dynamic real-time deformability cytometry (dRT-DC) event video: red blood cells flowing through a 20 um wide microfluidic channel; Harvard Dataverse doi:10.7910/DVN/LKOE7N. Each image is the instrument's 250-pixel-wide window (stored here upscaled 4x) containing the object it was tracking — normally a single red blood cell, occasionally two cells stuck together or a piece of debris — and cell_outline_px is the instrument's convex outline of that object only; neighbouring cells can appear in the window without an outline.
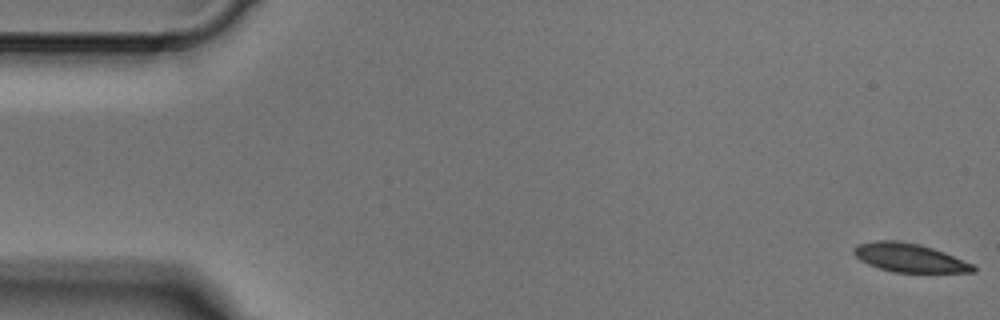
{"species": "Egyptian fruit bat (a non-hibernating species)", "species_latin": "Rousettus aegyptiacus", "temperature_condition": "cold", "stored_images_in_passage": 6, "camera_frame_rate_fps": 3000, "um_per_image_px": 0.085, "animal": {"sex": "male"}, "frame": {"image": 1, "passage_image": 1, "time_ms": 0.0, "image_size_px": [1000, 320], "cell_outline_px": [[976, 272], [892, 272], [868, 264], [860, 260], [852, 252], [852, 248], [856, 244], [876, 240], [892, 240], [920, 244], [944, 252], [972, 264], [976, 268]], "centroid_in_image_um": [77.25, 21.9], "position_along_channel_um": 7.8, "area_um2": 19.83}}
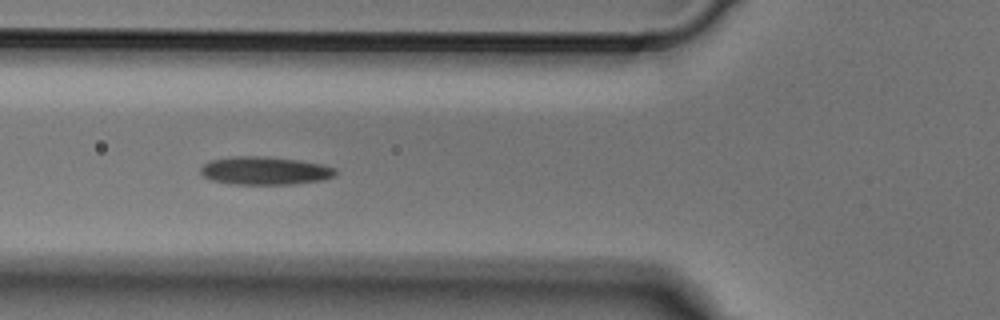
{"frame": {"image": 2, "passage_image": 5, "time_ms": 1.333, "image_size_px": [1000, 320], "cell_outline_px": [[336, 172], [332, 176], [324, 180], [292, 184], [228, 184], [212, 180], [204, 176], [200, 172], [200, 168], [208, 160], [232, 156], [268, 156], [296, 160], [320, 164], [336, 168]], "centroid_in_image_um": [22.47, 14.5], "position_along_channel_um": 103.3, "area_um2": 22.14}}
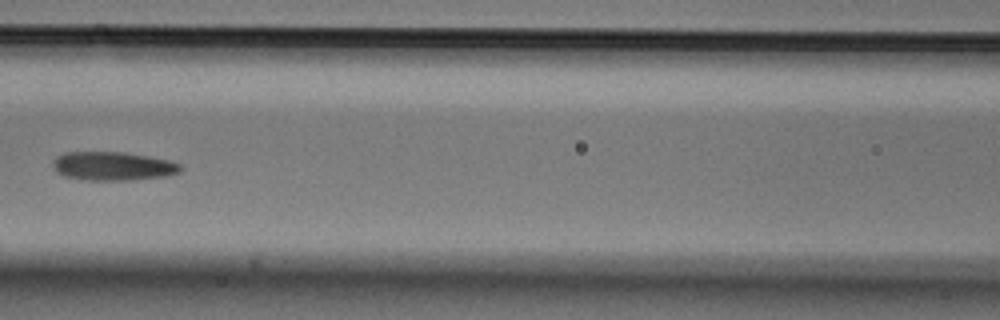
{"frame": {"image": 3, "passage_image": 6, "time_ms": 1.667, "image_size_px": [1000, 320], "cell_outline_px": [[184, 168], [180, 172], [168, 176], [132, 180], [88, 180], [64, 176], [56, 172], [52, 164], [52, 160], [56, 156], [64, 152], [124, 152], [172, 160], [180, 164]], "centroid_in_image_um": [9.62, 14.12], "position_along_channel_um": 157.0, "area_um2": 21.68}}